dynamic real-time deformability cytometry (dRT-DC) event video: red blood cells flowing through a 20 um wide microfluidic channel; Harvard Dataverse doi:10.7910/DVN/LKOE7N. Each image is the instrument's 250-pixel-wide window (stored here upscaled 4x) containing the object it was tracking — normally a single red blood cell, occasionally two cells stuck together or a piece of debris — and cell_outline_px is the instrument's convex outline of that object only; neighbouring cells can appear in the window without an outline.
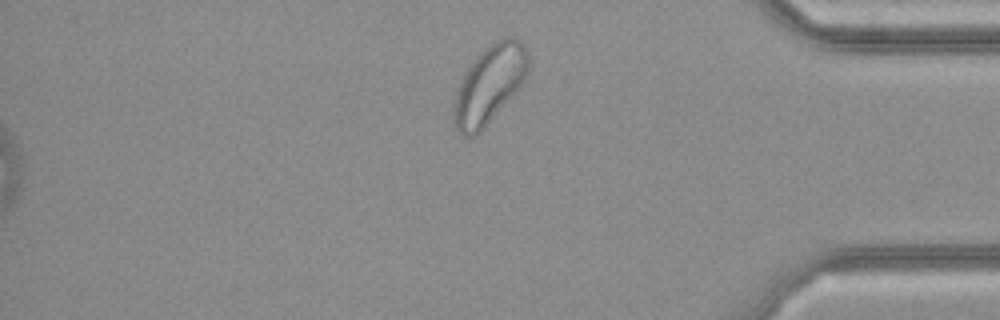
{"species": "common noctule bat (a hibernating species)", "species_latin": "Nyctalus noctula", "temperature_condition": "cold", "stored_images_in_passage": 30, "camera_frame_rate_fps": 3000, "um_per_image_px": 0.085, "animal": {"sex": "female", "body_mass_g": 21.9}, "frame": {"image": 1, "passage_image": 30, "time_ms": 9.667, "image_size_px": [1000, 320], "cell_outline_px": [[528, 72], [520, 84], [484, 128], [476, 136], [464, 136], [456, 128], [452, 120], [452, 112], [456, 92], [460, 80], [468, 68], [480, 52], [484, 48], [496, 40], [504, 36], [512, 36], [520, 40], [524, 44], [528, 52]], "centroid_in_image_um": [41.57, 7.15], "position_along_channel_um": 393.6, "area_um2": 33.47}}